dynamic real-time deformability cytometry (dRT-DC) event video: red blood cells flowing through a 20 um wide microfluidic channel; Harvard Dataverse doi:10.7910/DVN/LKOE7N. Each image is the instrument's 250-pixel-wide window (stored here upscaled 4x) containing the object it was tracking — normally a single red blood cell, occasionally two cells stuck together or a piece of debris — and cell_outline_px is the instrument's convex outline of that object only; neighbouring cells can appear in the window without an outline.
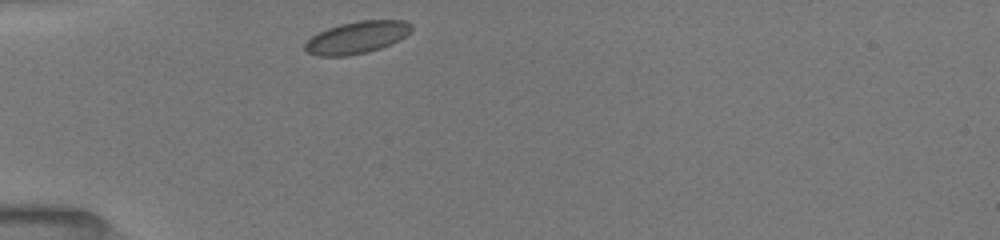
{"species": "common noctule bat (a hibernating species)", "species_latin": "Nyctalus noctula", "temperature_condition": "room temperature", "stored_images_in_passage": 4, "camera_frame_rate_fps": 3000, "um_per_image_px": 0.085, "animal": {"sex": "female", "body_mass_g": 19.5, "forearm_length_mm": 54.1}, "frame": {"image": 1, "passage_image": 1, "time_ms": 0.0, "image_size_px": [1000, 240], "cell_outline_px": [[412, 28], [404, 36], [380, 48], [368, 52], [348, 56], [316, 56], [308, 52], [304, 48], [304, 44], [312, 36], [328, 28], [340, 24], [360, 20], [404, 20], [412, 24]], "centroid_in_image_um": [30.3, 3.18], "position_along_channel_um": 54.7, "area_um2": 19.71}}
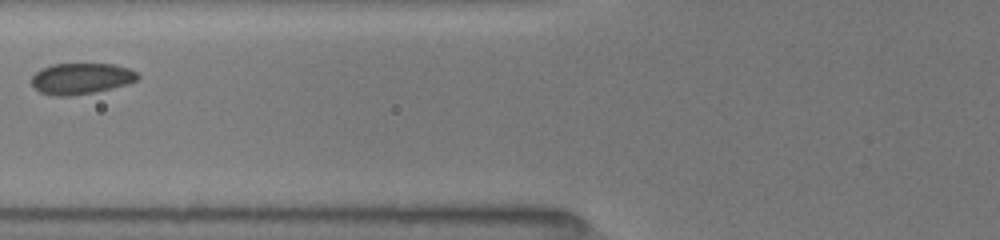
{"frame": {"image": 2, "passage_image": 3, "time_ms": 2.0, "image_size_px": [1000, 240], "cell_outline_px": [[140, 76], [136, 80], [128, 84], [96, 92], [68, 96], [56, 96], [40, 92], [32, 88], [32, 76], [40, 68], [52, 64], [116, 64], [128, 68], [136, 72]], "centroid_in_image_um": [6.88, 6.68], "position_along_channel_um": 118.9, "area_um2": 19.36}}
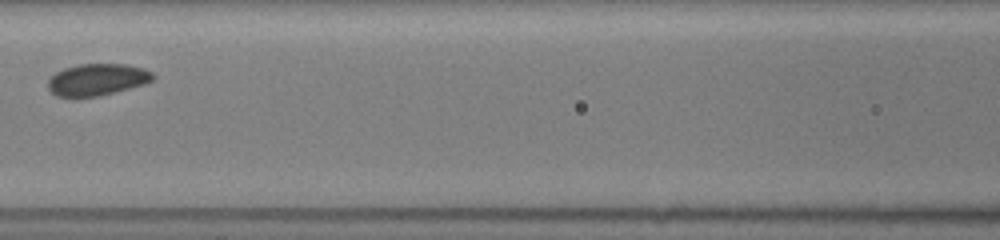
{"frame": {"image": 3, "passage_image": 4, "time_ms": 3.0, "image_size_px": [1000, 240], "cell_outline_px": [[156, 76], [152, 80], [144, 84], [116, 92], [96, 96], [72, 100], [56, 96], [48, 88], [48, 80], [56, 72], [64, 68], [76, 64], [128, 64], [144, 68], [152, 72]], "centroid_in_image_um": [8.23, 6.79], "position_along_channel_um": 158.4, "area_um2": 20.0}}